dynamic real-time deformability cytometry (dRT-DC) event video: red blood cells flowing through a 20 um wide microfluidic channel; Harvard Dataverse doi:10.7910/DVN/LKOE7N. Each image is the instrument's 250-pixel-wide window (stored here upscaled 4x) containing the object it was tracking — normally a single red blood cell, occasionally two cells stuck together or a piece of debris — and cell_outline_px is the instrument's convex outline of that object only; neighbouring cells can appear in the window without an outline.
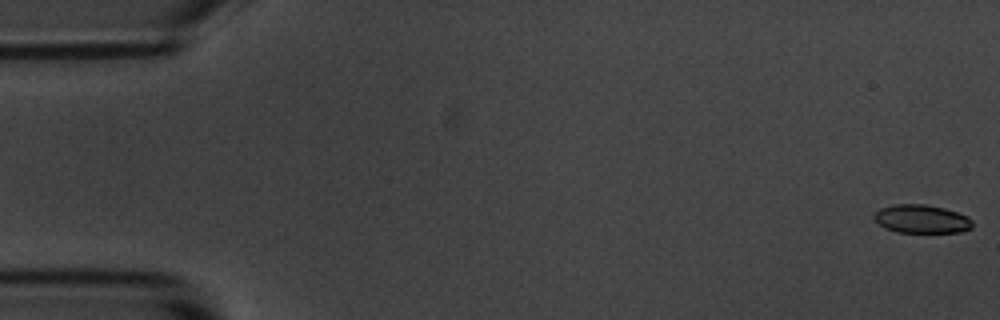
{"species": "common noctule bat (a hibernating species)", "species_latin": "Nyctalus noctula", "temperature_condition": "room temperature", "stored_images_in_passage": 55, "camera_frame_rate_fps": 3000, "um_per_image_px": 0.085, "animal": {"sex": "male", "body_mass_g": 20.1, "forearm_length_mm": 53.5}, "frame": {"image": 1, "passage_image": 1, "time_ms": 0.0, "image_size_px": [1000, 320], "cell_outline_px": [[972, 228], [960, 232], [896, 232], [884, 228], [872, 216], [880, 208], [892, 204], [924, 204], [944, 208], [968, 216], [972, 220]], "centroid_in_image_um": [78.33, 18.61], "position_along_channel_um": 6.7, "area_um2": 16.3}}
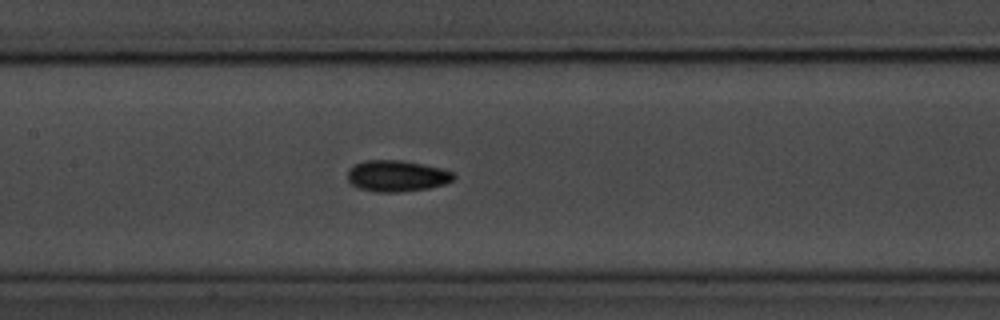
{"frame": {"image": 2, "passage_image": 26, "time_ms": 8.333, "image_size_px": [1000, 320], "cell_outline_px": [[456, 176], [452, 180], [444, 184], [428, 188], [400, 192], [376, 192], [360, 188], [352, 184], [348, 180], [348, 168], [364, 160], [400, 160], [440, 168], [452, 172]], "centroid_in_image_um": [33.7, 14.95], "position_along_channel_um": 173.7, "area_um2": 19.13}}
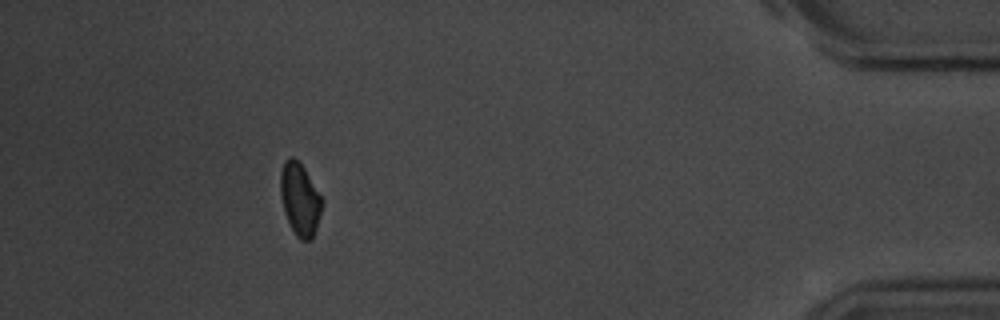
{"frame": {"image": 3, "passage_image": 50, "time_ms": 16.333, "image_size_px": [1000, 320], "cell_outline_px": [[324, 204], [312, 240], [300, 240], [296, 236], [284, 212], [280, 196], [280, 172], [288, 156], [292, 156], [304, 168], [324, 200]], "centroid_in_image_um": [25.5, 16.95], "position_along_channel_um": 409.7, "area_um2": 17.63}, "authors_computed_cell_mechanics": {"area_um2": 17.918, "velocity_mm_per_s": 3.6705, "shape_relaxation_time_tau1_ms": 8.3029, "shape_relaxation_time_tau2_ms": null, "deformation_change_tau1": 0.1666, "deformation_change_tau2": null}}